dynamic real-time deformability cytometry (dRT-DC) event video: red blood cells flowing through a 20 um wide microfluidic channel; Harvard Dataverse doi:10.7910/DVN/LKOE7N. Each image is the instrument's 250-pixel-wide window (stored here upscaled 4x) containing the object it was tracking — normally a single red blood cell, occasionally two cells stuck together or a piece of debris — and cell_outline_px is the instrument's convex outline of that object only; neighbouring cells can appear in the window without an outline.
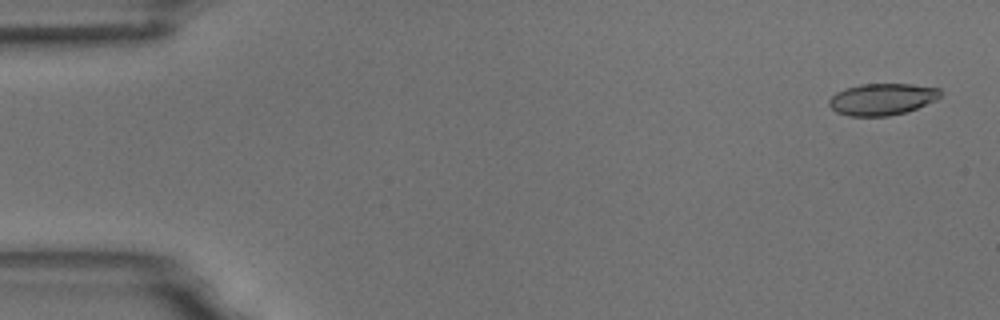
{"species": "common noctule bat (a hibernating species)", "species_latin": "Nyctalus noctula", "temperature_condition": "room temperature", "stored_images_in_passage": 6, "camera_frame_rate_fps": 3000, "um_per_image_px": 0.085, "animal": {"sex": "male", "body_mass_g": 18.8}, "frame": {"image": 1, "passage_image": 1, "time_ms": 0.0, "image_size_px": [1000, 320], "cell_outline_px": [[940, 96], [936, 100], [916, 108], [904, 112], [888, 116], [848, 116], [836, 112], [828, 104], [828, 100], [836, 92], [844, 88], [860, 84], [912, 84], [940, 88]], "centroid_in_image_um": [74.94, 8.43], "position_along_channel_um": 10.1, "area_um2": 20.58}}